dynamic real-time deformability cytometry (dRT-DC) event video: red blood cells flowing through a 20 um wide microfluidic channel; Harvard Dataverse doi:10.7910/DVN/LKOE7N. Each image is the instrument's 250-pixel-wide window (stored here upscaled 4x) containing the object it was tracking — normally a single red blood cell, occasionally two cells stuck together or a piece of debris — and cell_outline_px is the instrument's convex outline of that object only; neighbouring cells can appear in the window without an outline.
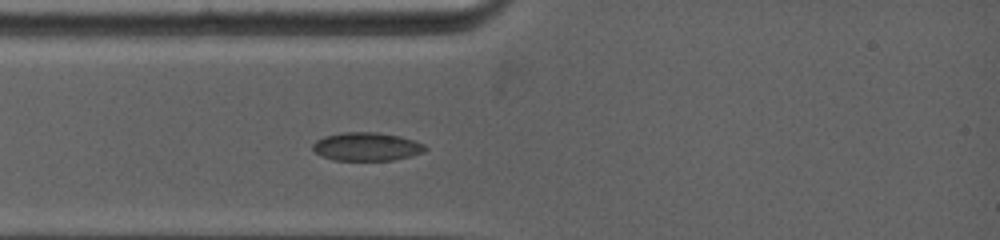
{"species": "common noctule bat (a hibernating species)", "species_latin": "Nyctalus noctula", "temperature_condition": "warm", "stored_images_in_passage": 17, "camera_frame_rate_fps": 5000, "um_per_image_px": 0.085, "animal": {"sex": "female", "body_mass_g": 19.0, "forearm_length_mm": 53.3}, "frame": {"image": 1, "passage_image": 1, "time_ms": 0.0, "image_size_px": [1000, 240], "cell_outline_px": [[428, 148], [424, 152], [392, 160], [332, 160], [320, 156], [312, 148], [312, 144], [316, 140], [324, 136], [344, 132], [380, 132], [400, 136], [424, 144]], "centroid_in_image_um": [31.14, 12.46], "position_along_channel_um": 53.9, "area_um2": 18.61}}
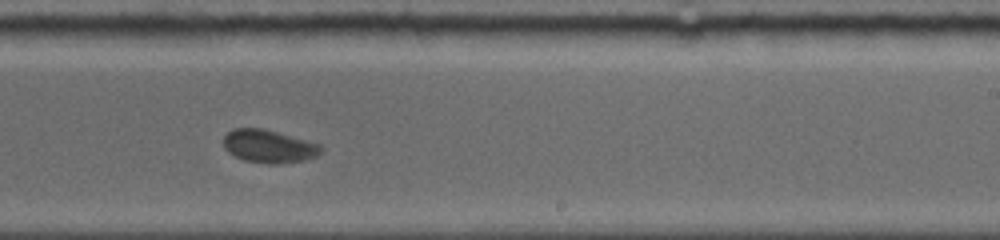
{"frame": {"image": 2, "passage_image": 10, "time_ms": 5.4, "image_size_px": [1000, 240], "cell_outline_px": [[324, 148], [316, 156], [304, 160], [276, 164], [268, 164], [244, 160], [228, 152], [224, 148], [224, 136], [232, 128], [260, 128], [276, 132], [320, 144]], "centroid_in_image_um": [22.83, 12.44], "position_along_channel_um": 266.2, "area_um2": 18.55}}
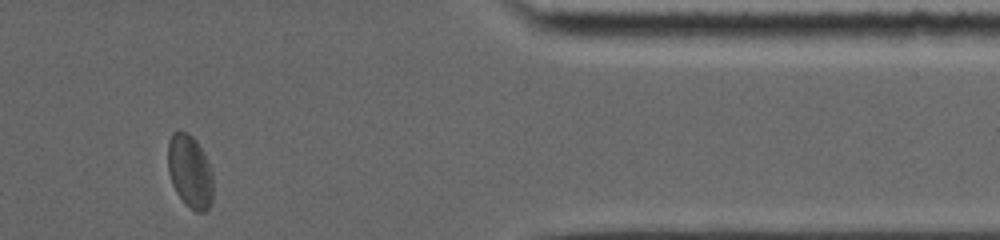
{"frame": {"image": 3, "passage_image": 16, "time_ms": 9.4, "image_size_px": [1000, 240], "cell_outline_px": [[212, 200], [208, 208], [204, 212], [196, 212], [176, 192], [172, 184], [168, 168], [168, 144], [172, 132], [188, 132], [196, 140], [212, 172]], "centroid_in_image_um": [16.13, 14.56], "position_along_channel_um": 395.3, "area_um2": 18.79}}